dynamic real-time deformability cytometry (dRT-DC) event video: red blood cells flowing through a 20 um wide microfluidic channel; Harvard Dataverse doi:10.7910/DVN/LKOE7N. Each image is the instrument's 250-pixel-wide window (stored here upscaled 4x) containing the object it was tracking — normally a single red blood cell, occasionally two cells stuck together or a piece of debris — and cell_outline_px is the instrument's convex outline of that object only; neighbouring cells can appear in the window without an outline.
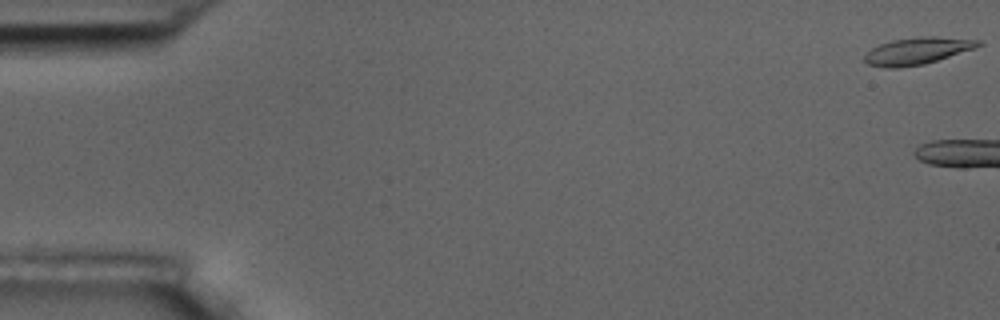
{"species": "common noctule bat (a hibernating species)", "species_latin": "Nyctalus noctula", "temperature_condition": "room temperature", "stored_images_in_passage": 4, "camera_frame_rate_fps": 3000, "um_per_image_px": 0.085, "animal": {"sex": "male", "body_mass_g": 17.5, "forearm_length_mm": 52.3}, "frame": {"image": 1, "passage_image": 1, "time_ms": 0.0, "image_size_px": [1000, 320], "cell_outline_px": [[984, 44], [976, 48], [924, 64], [896, 68], [884, 68], [868, 64], [864, 60], [864, 56], [872, 48], [880, 44], [892, 40], [920, 36], [932, 36], [980, 40]], "centroid_in_image_um": [77.98, 4.32], "position_along_channel_um": 7.0, "area_um2": 17.86}}